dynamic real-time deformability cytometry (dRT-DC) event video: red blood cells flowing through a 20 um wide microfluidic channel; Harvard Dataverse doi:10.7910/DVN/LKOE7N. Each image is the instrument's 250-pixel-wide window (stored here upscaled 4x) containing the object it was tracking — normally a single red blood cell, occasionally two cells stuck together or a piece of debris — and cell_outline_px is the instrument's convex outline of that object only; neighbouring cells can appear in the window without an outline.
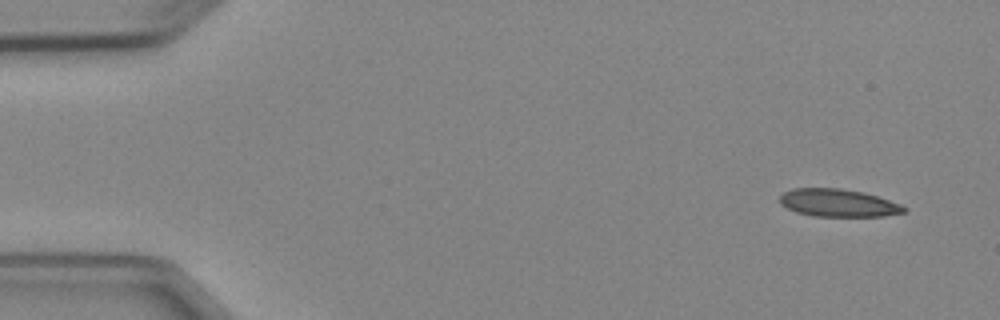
{"species": "Egyptian fruit bat (a non-hibernating species)", "species_latin": "Rousettus aegyptiacus", "temperature_condition": "cold", "stored_images_in_passage": 4, "camera_frame_rate_fps": 3000, "um_per_image_px": 0.085, "animal": {"sex": "female"}, "frame": {"image": 1, "passage_image": 1, "time_ms": 0.0, "image_size_px": [1000, 320], "cell_outline_px": [[908, 208], [904, 212], [884, 216], [812, 216], [796, 212], [780, 204], [780, 196], [784, 192], [792, 188], [840, 188], [864, 192], [900, 204]], "centroid_in_image_um": [71.23, 17.24], "position_along_channel_um": 13.8, "area_um2": 20.0}}
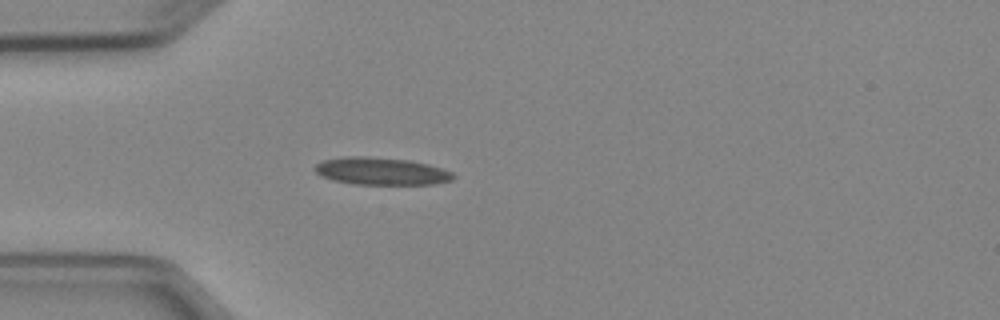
{"frame": {"image": 2, "passage_image": 4, "time_ms": 3.667, "image_size_px": [1000, 320], "cell_outline_px": [[456, 176], [452, 180], [436, 184], [356, 184], [332, 180], [320, 176], [312, 168], [316, 164], [324, 160], [344, 156], [368, 156], [408, 160], [428, 164], [452, 172]], "centroid_in_image_um": [32.38, 14.55], "position_along_channel_um": 52.6, "area_um2": 22.2}}